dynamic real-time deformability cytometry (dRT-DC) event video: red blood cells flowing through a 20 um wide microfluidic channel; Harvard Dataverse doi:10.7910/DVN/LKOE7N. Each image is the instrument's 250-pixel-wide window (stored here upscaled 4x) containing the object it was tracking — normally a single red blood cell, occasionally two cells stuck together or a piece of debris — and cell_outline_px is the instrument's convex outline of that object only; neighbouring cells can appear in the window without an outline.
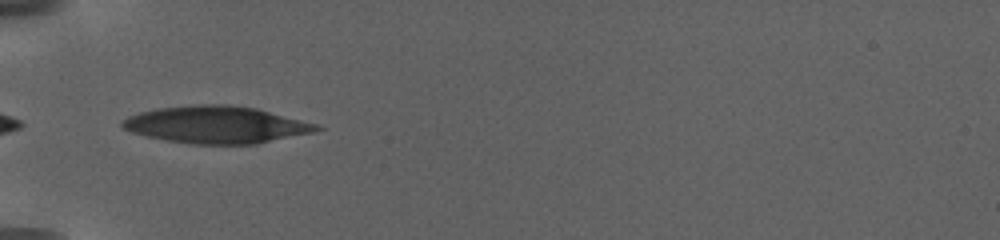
{"species": "human", "species_latin": "Homo sapiens", "temperature_condition": "warm", "stored_images_in_passage": 54, "camera_frame_rate_fps": 3000, "um_per_image_px": 0.085, "donor": {"sex": "female"}, "frame": {"image": 1, "passage_image": 1, "time_ms": 0.0, "image_size_px": [1000, 240], "cell_outline_px": [[324, 128], [312, 132], [256, 144], [188, 144], [148, 136], [132, 132], [124, 128], [120, 124], [128, 116], [140, 112], [156, 108], [200, 104], [224, 104], [256, 108], [316, 124]], "centroid_in_image_um": [18.37, 10.6], "position_along_channel_um": 66.6, "area_um2": 41.62}}
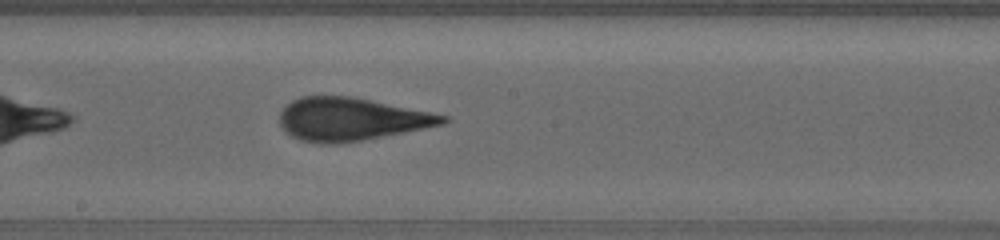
{"frame": {"image": 2, "passage_image": 20, "time_ms": 5.333, "image_size_px": [1000, 240], "cell_outline_px": [[452, 120], [440, 124], [424, 128], [360, 140], [336, 144], [320, 144], [300, 140], [284, 132], [280, 124], [280, 112], [292, 100], [300, 96], [348, 96], [372, 100], [448, 116]], "centroid_in_image_um": [29.79, 10.13], "position_along_channel_um": 218.4, "area_um2": 40.46}}
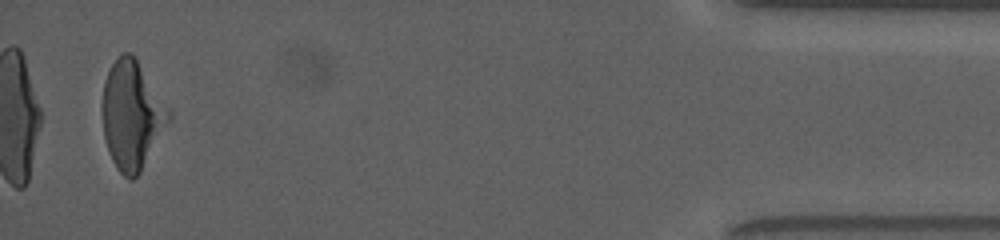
{"frame": {"image": 3, "passage_image": 52, "time_ms": 14.667, "image_size_px": [1000, 240], "cell_outline_px": [[172, 116], [140, 172], [132, 180], [128, 180], [116, 168], [108, 152], [104, 136], [104, 80], [112, 64], [124, 52], [132, 52], [136, 56]], "centroid_in_image_um": [11.21, 9.79], "position_along_channel_um": 424.0, "area_um2": 41.04}, "authors_computed_cell_mechanics": {"area_um2": 40.8068, "velocity_mm_per_s": 2.9433, "shape_relaxation_time_tau1_ms": 5.6547, "shape_relaxation_time_tau2_ms": 1.6115, "deformation_change_tau1": 0.1773, "deformation_change_tau2": 0.1094}}